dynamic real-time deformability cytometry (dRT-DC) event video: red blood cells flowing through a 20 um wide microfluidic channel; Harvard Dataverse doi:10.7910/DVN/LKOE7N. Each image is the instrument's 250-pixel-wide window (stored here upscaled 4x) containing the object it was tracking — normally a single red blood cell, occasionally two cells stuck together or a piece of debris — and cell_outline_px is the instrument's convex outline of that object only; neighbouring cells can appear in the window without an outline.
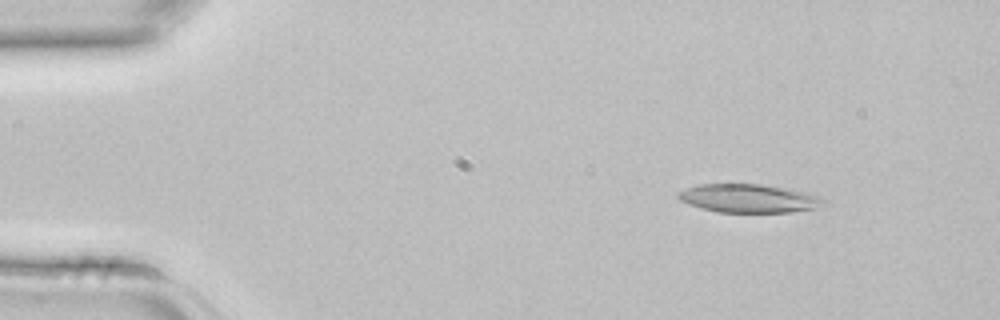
{"species": "common noctule bat (a hibernating species)", "species_latin": "Nyctalus noctula", "temperature_condition": "room temperature", "stored_images_in_passage": 3, "camera_frame_rate_fps": 3000, "um_per_image_px": 0.085, "animal": {"sex": "female", "body_mass_g": 22.7, "forearm_length_mm": 54.2}, "frame": {"image": 1, "passage_image": 2, "time_ms": 0.333, "image_size_px": [1000, 320], "cell_outline_px": [[824, 200], [816, 208], [792, 212], [716, 212], [700, 208], [688, 204], [680, 200], [676, 196], [676, 192], [700, 184], [760, 184], [784, 188], [816, 196]], "centroid_in_image_um": [63.52, 16.87], "position_along_channel_um": 21.5, "area_um2": 23.7}}
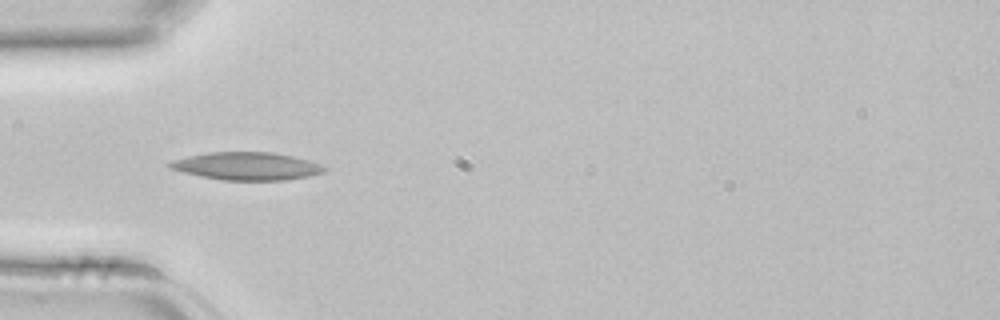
{"frame": {"image": 2, "passage_image": 3, "time_ms": 0.667, "image_size_px": [1000, 320], "cell_outline_px": [[328, 168], [324, 172], [308, 176], [284, 180], [220, 180], [200, 176], [168, 168], [164, 164], [172, 160], [188, 156], [208, 152], [272, 152], [292, 156], [308, 160], [320, 164]], "centroid_in_image_um": [20.93, 14.12], "position_along_channel_um": 64.1, "area_um2": 25.09}}